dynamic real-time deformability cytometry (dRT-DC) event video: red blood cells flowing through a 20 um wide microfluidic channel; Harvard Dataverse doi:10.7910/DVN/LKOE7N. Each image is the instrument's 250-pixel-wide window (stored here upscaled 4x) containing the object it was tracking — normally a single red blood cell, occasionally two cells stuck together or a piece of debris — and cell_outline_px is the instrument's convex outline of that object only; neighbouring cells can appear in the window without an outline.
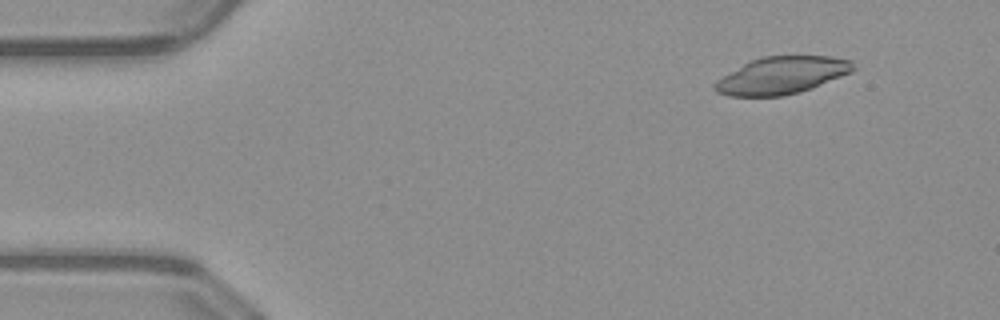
{"species": "common noctule bat (a hibernating species)", "species_latin": "Nyctalus noctula", "temperature_condition": "warm", "stored_images_in_passage": 51, "camera_frame_rate_fps": 3000, "um_per_image_px": 0.085, "animal": {"sex": "male", "body_mass_g": 23.1, "forearm_length_mm": 52.7}, "frame": {"image": 1, "passage_image": 6, "time_ms": 1.667, "image_size_px": [1000, 320], "cell_outline_px": [[856, 68], [852, 72], [812, 88], [800, 92], [784, 96], [728, 96], [716, 92], [712, 88], [712, 84], [716, 80], [744, 64], [752, 60], [764, 56], [832, 56], [852, 60]], "centroid_in_image_um": [66.46, 6.41], "position_along_channel_um": 18.5, "area_um2": 30.11}}